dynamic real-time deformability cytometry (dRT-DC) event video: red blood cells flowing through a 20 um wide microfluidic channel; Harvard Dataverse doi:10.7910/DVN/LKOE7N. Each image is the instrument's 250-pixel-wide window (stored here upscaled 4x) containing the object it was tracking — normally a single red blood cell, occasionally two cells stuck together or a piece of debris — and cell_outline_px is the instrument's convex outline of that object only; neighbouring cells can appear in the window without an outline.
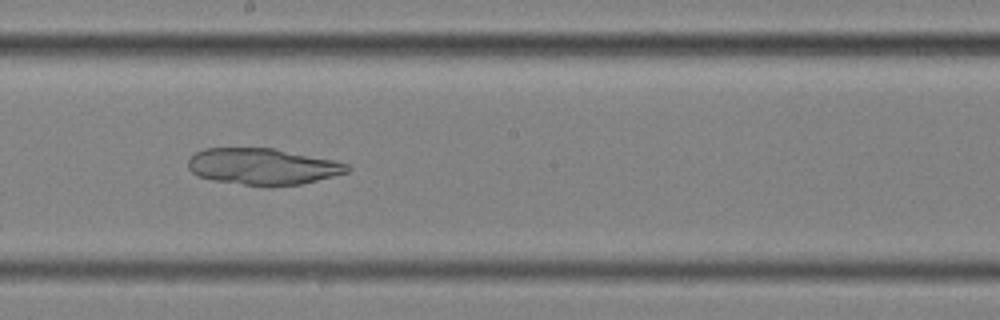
{"species": "common noctule bat (a hibernating species)", "species_latin": "Nyctalus noctula", "temperature_condition": "cold", "stored_images_in_passage": 43, "camera_frame_rate_fps": 3000, "um_per_image_px": 0.085, "animal": {"sex": "female", "body_mass_g": 25.1}, "frame": {"image": 1, "passage_image": 25, "time_ms": 8.0, "image_size_px": [1000, 320], "cell_outline_px": [[352, 168], [348, 172], [300, 184], [272, 188], [268, 188], [212, 180], [196, 176], [188, 168], [188, 160], [196, 152], [204, 148], [272, 148], [332, 160], [348, 164]], "centroid_in_image_um": [22.3, 14.18], "position_along_channel_um": 225.9, "area_um2": 33.99}}